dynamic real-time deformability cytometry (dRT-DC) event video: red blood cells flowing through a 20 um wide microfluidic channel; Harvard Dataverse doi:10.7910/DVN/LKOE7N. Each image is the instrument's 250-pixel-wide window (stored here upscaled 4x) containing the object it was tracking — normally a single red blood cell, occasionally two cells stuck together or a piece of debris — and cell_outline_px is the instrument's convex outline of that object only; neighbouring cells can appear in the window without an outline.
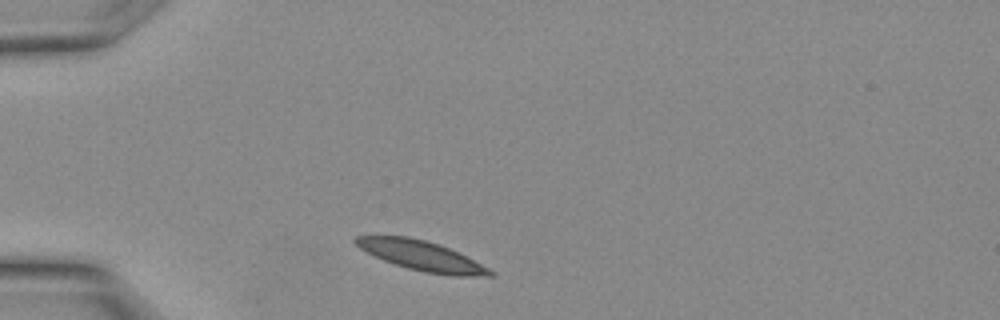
{"species": "Egyptian fruit bat (a non-hibernating species)", "species_latin": "Rousettus aegyptiacus", "temperature_condition": "warm", "stored_images_in_passage": 10, "camera_frame_rate_fps": 3000, "um_per_image_px": 0.085, "animal": {"sex": "female"}, "frame": {"image": 1, "passage_image": 1, "time_ms": 0.0, "image_size_px": [1000, 320], "cell_outline_px": [[496, 276], [452, 276], [424, 272], [408, 268], [384, 260], [360, 248], [352, 240], [352, 236], [408, 236], [440, 244], [496, 272]], "centroid_in_image_um": [35.83, 21.74], "position_along_channel_um": 49.2, "area_um2": 22.95}}
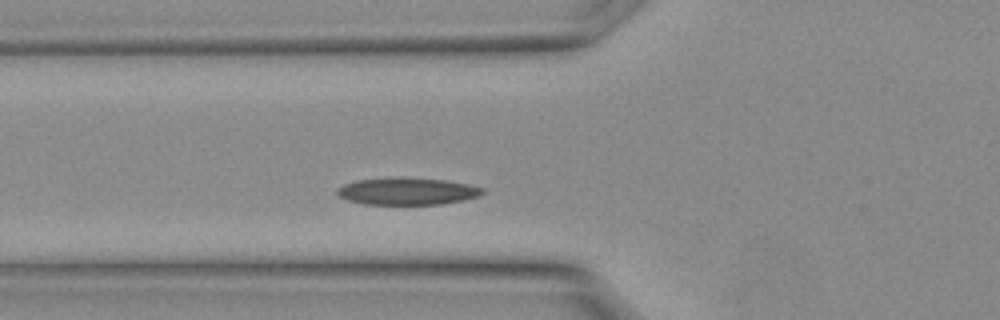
{"frame": {"image": 2, "passage_image": 4, "time_ms": 1.0, "image_size_px": [1000, 320], "cell_outline_px": [[484, 192], [480, 196], [464, 200], [440, 204], [364, 204], [348, 200], [336, 196], [336, 188], [344, 184], [356, 180], [444, 180], [468, 184], [484, 188]], "centroid_in_image_um": [34.62, 16.3], "position_along_channel_um": 91.2, "area_um2": 22.02}}
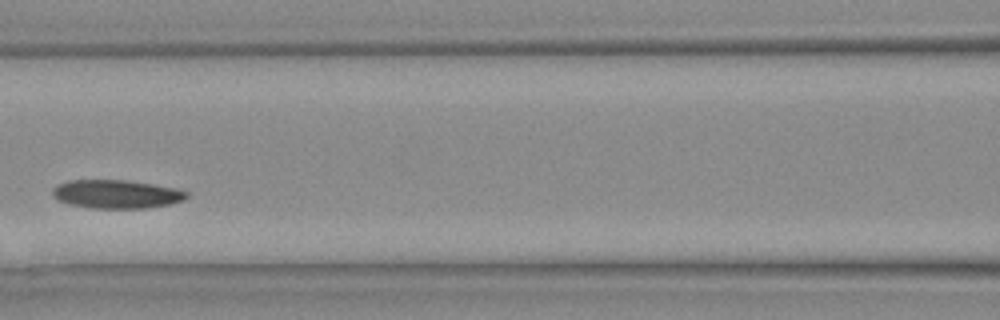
{"frame": {"image": 3, "passage_image": 7, "time_ms": 2.0, "image_size_px": [1000, 320], "cell_outline_px": [[188, 196], [184, 200], [172, 204], [148, 208], [92, 208], [68, 204], [56, 200], [52, 196], [52, 192], [60, 184], [72, 180], [124, 180], [152, 184], [176, 188], [188, 192]], "centroid_in_image_um": [9.93, 16.51], "position_along_channel_um": 156.7, "area_um2": 22.25}}